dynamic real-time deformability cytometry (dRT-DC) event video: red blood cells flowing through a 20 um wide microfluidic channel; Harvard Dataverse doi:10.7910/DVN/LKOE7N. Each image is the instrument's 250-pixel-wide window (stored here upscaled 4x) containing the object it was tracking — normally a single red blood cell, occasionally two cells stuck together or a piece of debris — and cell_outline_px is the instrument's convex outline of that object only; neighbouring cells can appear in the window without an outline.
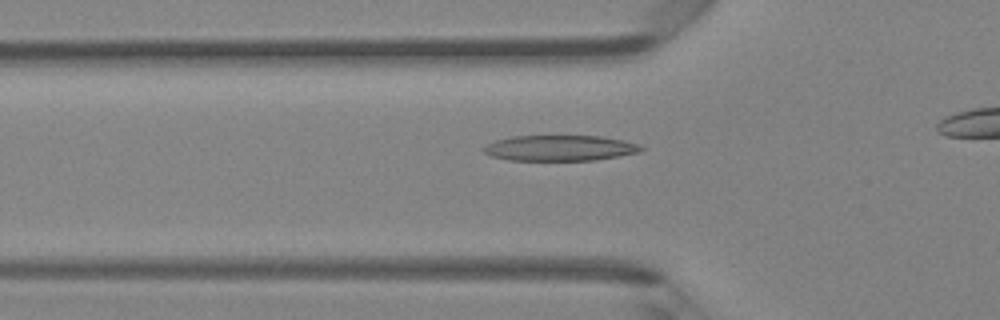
{"species": "Egyptian fruit bat (a non-hibernating species)", "species_latin": "Rousettus aegyptiacus", "temperature_condition": "room temperature", "stored_images_in_passage": 34, "camera_frame_rate_fps": 3000, "um_per_image_px": 0.085, "animal": {"sex": "female"}, "frame": {"image": 1, "passage_image": 11, "time_ms": 3.333, "image_size_px": [1000, 320], "cell_outline_px": [[644, 148], [640, 152], [596, 160], [508, 160], [492, 156], [484, 152], [484, 148], [488, 144], [496, 140], [512, 136], [600, 136], [624, 140], [640, 144]], "centroid_in_image_um": [47.63, 12.58], "position_along_channel_um": 78.2, "area_um2": 23.41}}
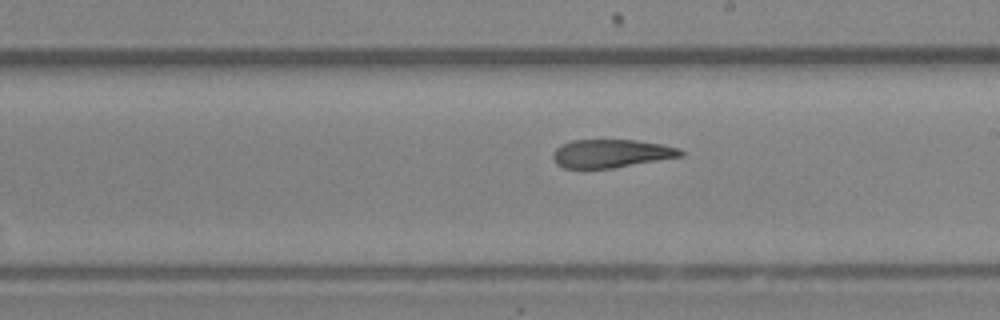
{"frame": {"image": 2, "passage_image": 22, "time_ms": 7.0, "image_size_px": [1000, 320], "cell_outline_px": [[684, 156], [612, 168], [584, 172], [564, 168], [556, 164], [552, 156], [552, 152], [560, 144], [572, 140], [636, 140], [660, 144], [680, 148], [684, 152]], "centroid_in_image_um": [51.87, 13.09], "position_along_channel_um": 237.1, "area_um2": 21.79}}
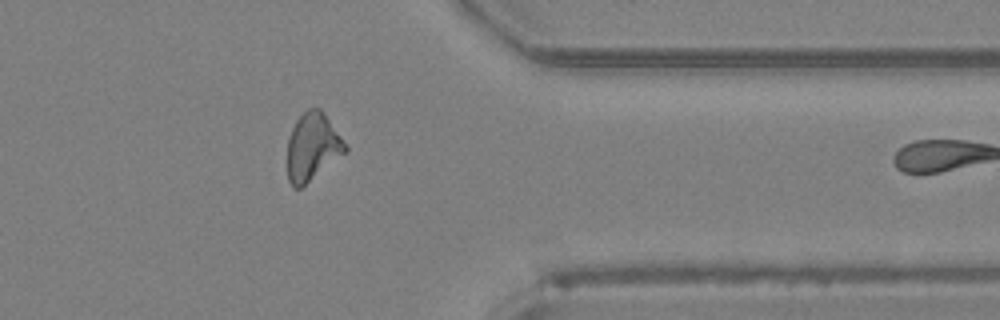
{"frame": {"image": 3, "passage_image": 33, "time_ms": 10.667, "image_size_px": [1000, 320], "cell_outline_px": [[348, 152], [300, 188], [292, 188], [288, 180], [288, 140], [292, 128], [296, 120], [308, 108], [320, 108], [324, 112], [348, 148]], "centroid_in_image_um": [26.57, 12.5], "position_along_channel_um": 384.8, "area_um2": 22.72}}